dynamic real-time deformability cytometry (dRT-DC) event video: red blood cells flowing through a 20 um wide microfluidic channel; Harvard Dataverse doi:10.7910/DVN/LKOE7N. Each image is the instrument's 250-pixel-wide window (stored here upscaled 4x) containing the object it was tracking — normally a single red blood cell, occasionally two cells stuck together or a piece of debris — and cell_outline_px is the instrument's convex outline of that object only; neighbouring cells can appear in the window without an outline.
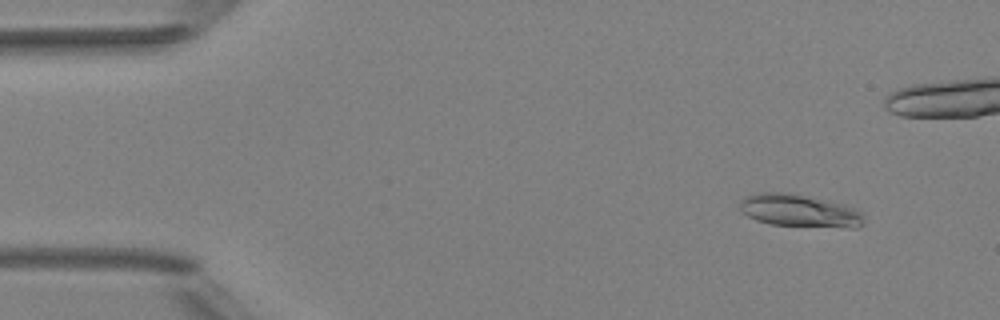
{"species": "Egyptian fruit bat (a non-hibernating species)", "species_latin": "Rousettus aegyptiacus", "temperature_condition": "room temperature", "stored_images_in_passage": 6, "camera_frame_rate_fps": 3000, "um_per_image_px": 0.085, "animal": {"sex": "female"}, "frame": {"image": 1, "passage_image": 2, "time_ms": 1.0, "image_size_px": [1000, 320], "cell_outline_px": [[864, 224], [856, 228], [852, 228], [768, 224], [756, 220], [740, 212], [740, 200], [756, 192], [784, 192], [844, 204], [860, 212], [864, 216]], "centroid_in_image_um": [67.93, 17.92], "position_along_channel_um": 17.1, "area_um2": 23.47}}
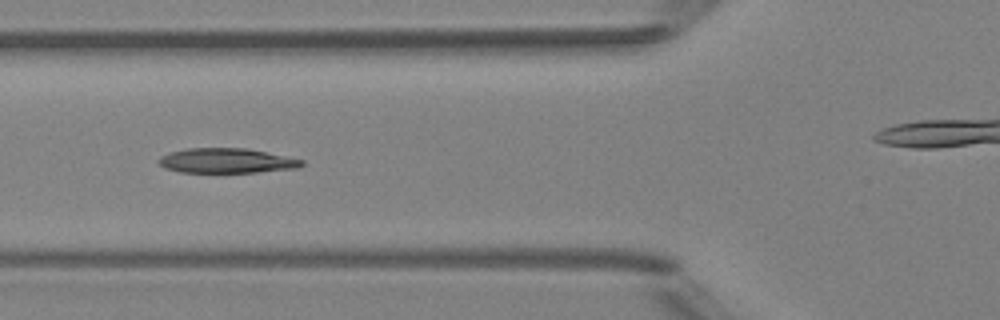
{"frame": {"image": 2, "passage_image": 6, "time_ms": 5.667, "image_size_px": [1000, 320], "cell_outline_px": [[304, 164], [300, 168], [256, 172], [180, 172], [164, 168], [156, 160], [160, 156], [172, 152], [188, 148], [248, 148], [304, 160]], "centroid_in_image_um": [19.27, 13.66], "position_along_channel_um": 106.5, "area_um2": 20.69}}